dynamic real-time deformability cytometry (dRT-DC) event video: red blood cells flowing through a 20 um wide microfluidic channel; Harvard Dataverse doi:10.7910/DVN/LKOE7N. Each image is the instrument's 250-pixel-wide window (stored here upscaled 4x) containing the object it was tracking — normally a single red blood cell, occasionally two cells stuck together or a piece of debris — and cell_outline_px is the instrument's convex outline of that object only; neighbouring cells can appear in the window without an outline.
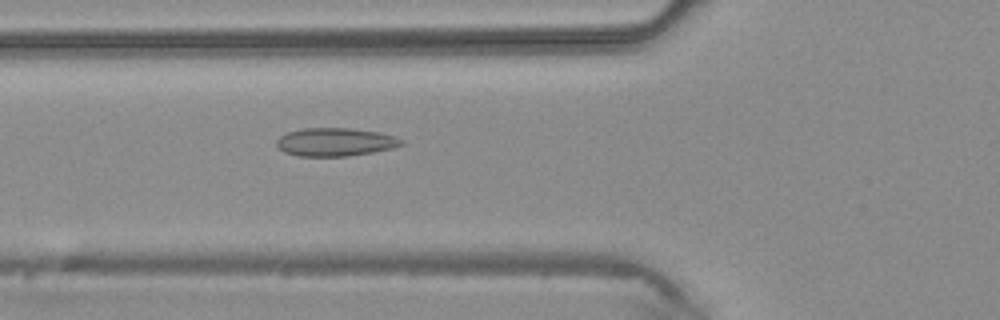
{"species": "common noctule bat (a hibernating species)", "species_latin": "Nyctalus noctula", "temperature_condition": "warm", "stored_images_in_passage": 40, "camera_frame_rate_fps": 3000, "um_per_image_px": 0.085, "animal": {"sex": "male", "body_mass_g": 20.4}, "frame": {"image": 1, "passage_image": 16, "time_ms": 5.0, "image_size_px": [1000, 320], "cell_outline_px": [[404, 144], [392, 148], [372, 152], [348, 156], [300, 156], [284, 152], [276, 144], [276, 140], [280, 136], [288, 132], [304, 128], [348, 128], [380, 132], [404, 140]], "centroid_in_image_um": [28.5, 12.07], "position_along_channel_um": 97.3, "area_um2": 20.4}}
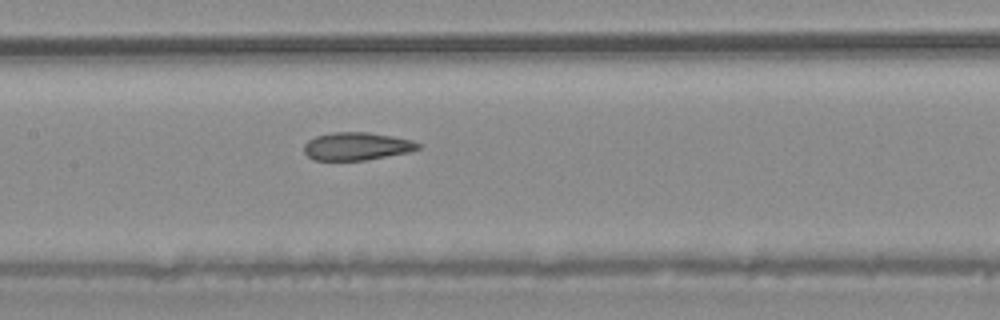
{"frame": {"image": 2, "passage_image": 21, "time_ms": 6.667, "image_size_px": [1000, 320], "cell_outline_px": [[420, 148], [408, 152], [364, 160], [312, 160], [304, 152], [304, 144], [308, 140], [316, 136], [332, 132], [368, 132], [392, 136], [412, 140], [420, 144]], "centroid_in_image_um": [30.29, 12.43], "position_along_channel_um": 177.1, "area_um2": 18.44}}
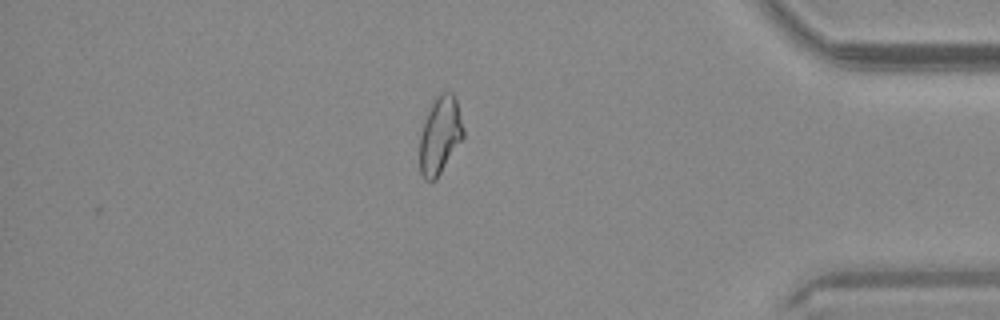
{"frame": {"image": 3, "passage_image": 37, "time_ms": 12.0, "image_size_px": [1000, 320], "cell_outline_px": [[464, 136], [436, 180], [424, 180], [420, 172], [420, 136], [428, 112], [436, 96], [444, 92], [452, 92], [456, 100], [464, 128]], "centroid_in_image_um": [37.41, 11.52], "position_along_channel_um": 397.8, "area_um2": 19.36}}